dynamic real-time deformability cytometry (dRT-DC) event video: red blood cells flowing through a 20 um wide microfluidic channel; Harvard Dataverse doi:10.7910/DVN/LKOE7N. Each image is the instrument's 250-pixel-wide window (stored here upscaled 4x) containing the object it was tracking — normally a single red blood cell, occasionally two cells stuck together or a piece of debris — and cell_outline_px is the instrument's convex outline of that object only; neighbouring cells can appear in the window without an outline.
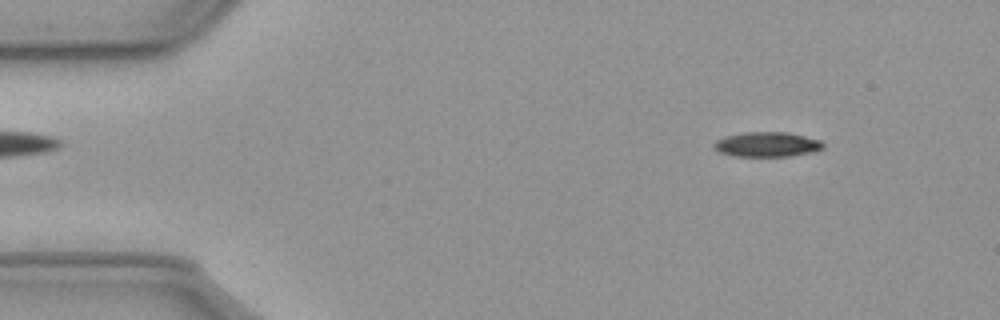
{"species": "common noctule bat (a hibernating species)", "species_latin": "Nyctalus noctula", "temperature_condition": "cold", "stored_images_in_passage": 56, "camera_frame_rate_fps": 3000, "um_per_image_px": 0.085, "animal": {"sex": "male", "body_mass_g": 23.1, "forearm_length_mm": 52.7}, "frame": {"image": 1, "passage_image": 6, "time_ms": 1.667, "image_size_px": [1000, 320], "cell_outline_px": [[824, 148], [812, 152], [788, 156], [736, 156], [720, 152], [712, 148], [712, 144], [716, 140], [724, 136], [744, 132], [788, 132], [820, 140], [824, 144]], "centroid_in_image_um": [65.17, 12.27], "position_along_channel_um": 19.8, "area_um2": 15.84}}
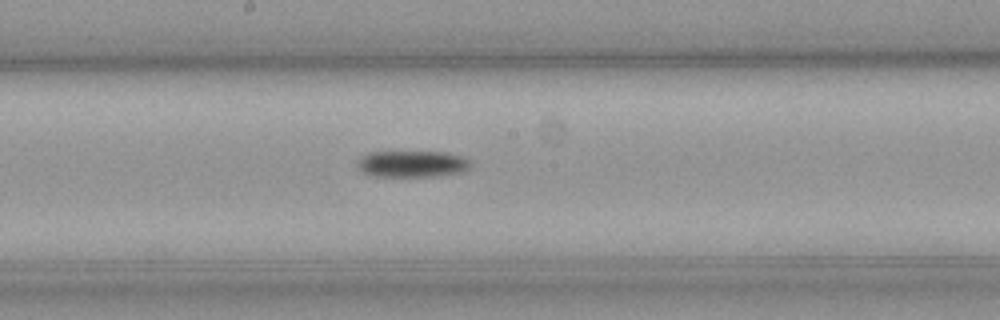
{"frame": {"image": 2, "passage_image": 29, "time_ms": 9.333, "image_size_px": [1000, 320], "cell_outline_px": [[472, 164], [464, 172], [436, 176], [368, 176], [356, 164], [356, 160], [372, 152], [444, 152], [460, 156], [468, 160]], "centroid_in_image_um": [35.03, 13.94], "position_along_channel_um": 213.2, "area_um2": 17.4}}
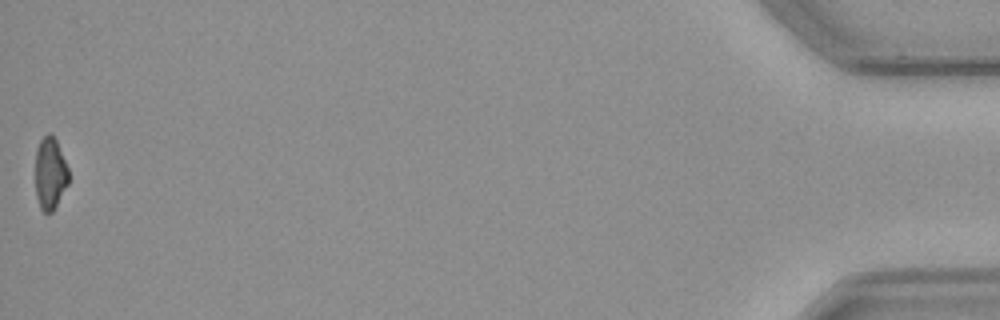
{"frame": {"image": 3, "passage_image": 56, "time_ms": 18.333, "image_size_px": [1000, 320], "cell_outline_px": [[68, 184], [52, 212], [44, 212], [40, 208], [36, 196], [36, 148], [40, 140], [48, 132], [56, 140], [68, 168]], "centroid_in_image_um": [4.25, 14.74], "position_along_channel_um": 430.9, "area_um2": 13.81}, "authors_computed_cell_mechanics": {"area_um2": 16.473, "velocity_mm_per_s": 3.6117, "shape_relaxation_time_tau1_ms": 4.5706, "shape_relaxation_time_tau2_ms": null, "deformation_change_tau1": 0.1041, "deformation_change_tau2": null}}